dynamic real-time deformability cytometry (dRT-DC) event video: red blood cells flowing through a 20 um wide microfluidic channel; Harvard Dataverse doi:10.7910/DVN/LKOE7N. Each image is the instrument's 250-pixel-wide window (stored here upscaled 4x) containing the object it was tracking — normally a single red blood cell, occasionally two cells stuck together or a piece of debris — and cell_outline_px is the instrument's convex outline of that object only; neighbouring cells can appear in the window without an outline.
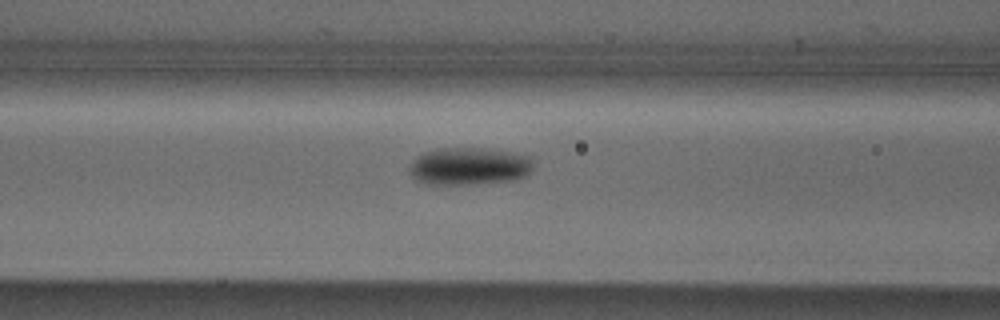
{"species": "Egyptian fruit bat (a non-hibernating species)", "species_latin": "Rousettus aegyptiacus", "temperature_condition": "cold", "stored_images_in_passage": 18, "camera_frame_rate_fps": 3000, "um_per_image_px": 0.085, "animal": {"sex": "male"}, "frame": {"image": 1, "passage_image": 16, "time_ms": 5.0, "image_size_px": [1000, 320], "cell_outline_px": [[532, 172], [516, 180], [472, 184], [428, 184], [412, 180], [408, 172], [408, 168], [412, 160], [416, 156], [424, 152], [436, 148], [480, 148], [512, 152], [532, 156]], "centroid_in_image_um": [39.84, 14.13], "position_along_channel_um": 126.8, "area_um2": 27.63}}